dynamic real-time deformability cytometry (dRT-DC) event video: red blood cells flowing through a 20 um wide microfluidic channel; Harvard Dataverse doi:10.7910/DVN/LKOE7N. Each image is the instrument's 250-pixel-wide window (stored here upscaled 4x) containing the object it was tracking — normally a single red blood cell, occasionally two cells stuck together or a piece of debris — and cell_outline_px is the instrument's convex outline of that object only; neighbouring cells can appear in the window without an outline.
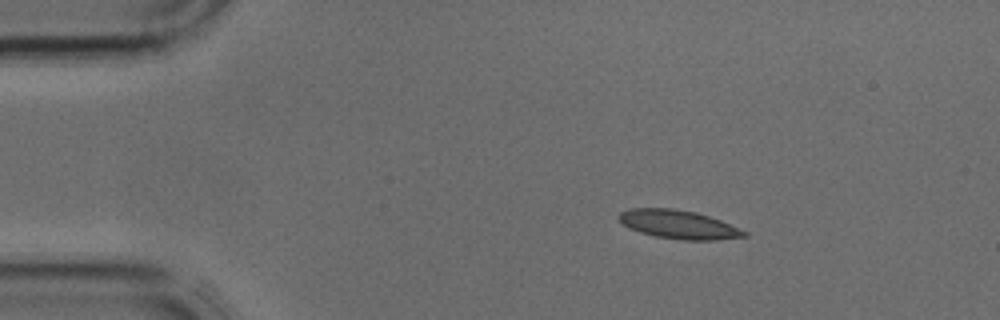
{"species": "common noctule bat (a hibernating species)", "species_latin": "Nyctalus noctula", "temperature_condition": "cold", "stored_images_in_passage": 3, "camera_frame_rate_fps": 3000, "um_per_image_px": 0.085, "animal": {"sex": "male", "body_mass_g": 17.9, "forearm_length_mm": 54.2}, "frame": {"image": 1, "passage_image": 1, "time_ms": 0.0, "image_size_px": [1000, 320], "cell_outline_px": [[748, 236], [716, 240], [684, 240], [656, 236], [640, 232], [628, 228], [616, 216], [620, 212], [628, 208], [672, 208], [696, 212], [720, 220], [748, 232]], "centroid_in_image_um": [57.66, 19.07], "position_along_channel_um": 27.3, "area_um2": 20.87}}